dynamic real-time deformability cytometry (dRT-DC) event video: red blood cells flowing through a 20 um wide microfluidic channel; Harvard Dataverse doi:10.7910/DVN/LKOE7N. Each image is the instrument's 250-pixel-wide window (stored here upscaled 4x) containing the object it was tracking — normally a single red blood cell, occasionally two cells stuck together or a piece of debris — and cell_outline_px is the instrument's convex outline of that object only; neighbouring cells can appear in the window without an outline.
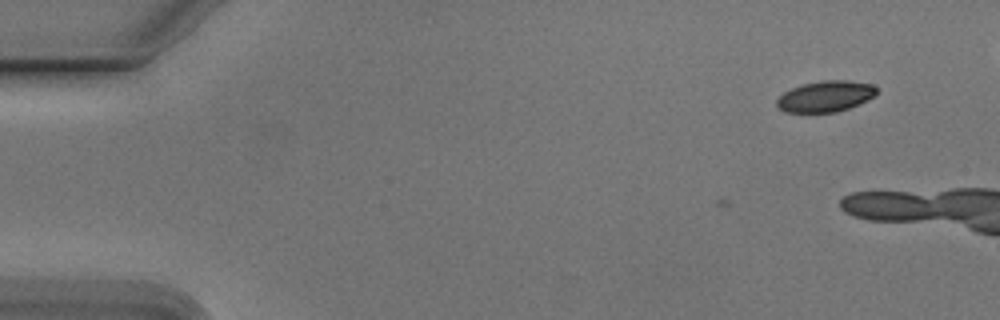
{"species": "Egyptian fruit bat (a non-hibernating species)", "species_latin": "Rousettus aegyptiacus", "temperature_condition": "cold", "stored_images_in_passage": 2, "camera_frame_rate_fps": 3000, "um_per_image_px": 0.085, "animal": {"sex": "male"}, "frame": {"image": 1, "passage_image": 2, "time_ms": 0.333, "image_size_px": [1000, 320], "cell_outline_px": [[876, 92], [868, 100], [848, 108], [836, 112], [784, 112], [776, 104], [776, 100], [784, 92], [792, 88], [804, 84], [824, 80], [848, 80], [872, 84], [876, 88]], "centroid_in_image_um": [70.16, 8.19], "position_along_channel_um": 14.8, "area_um2": 17.8}}